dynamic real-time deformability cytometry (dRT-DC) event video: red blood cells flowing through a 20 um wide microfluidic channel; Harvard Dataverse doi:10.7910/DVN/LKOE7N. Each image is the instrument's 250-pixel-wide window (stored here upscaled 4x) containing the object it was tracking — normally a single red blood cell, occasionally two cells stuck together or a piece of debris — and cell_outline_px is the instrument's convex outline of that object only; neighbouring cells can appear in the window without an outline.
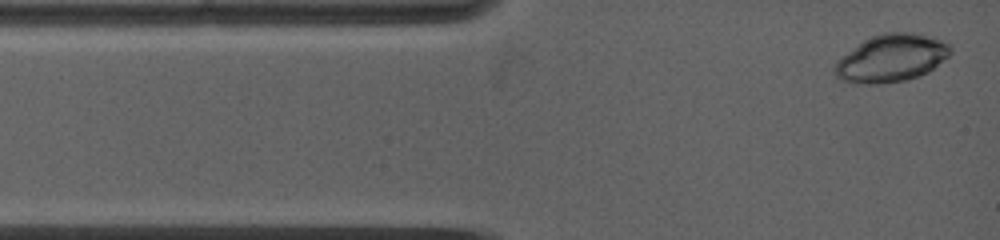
{"species": "common noctule bat (a hibernating species)", "species_latin": "Nyctalus noctula", "temperature_condition": "warm", "stored_images_in_passage": 34, "camera_frame_rate_fps": 5000, "um_per_image_px": 0.085, "animal": {"sex": "female", "body_mass_g": 19.0, "forearm_length_mm": 53.3}, "frame": {"image": 1, "passage_image": 1, "time_ms": 0.0, "image_size_px": [1000, 240], "cell_outline_px": [[952, 52], [948, 56], [928, 72], [920, 76], [904, 80], [876, 84], [852, 84], [836, 80], [832, 72], [832, 68], [848, 52], [864, 40], [872, 36], [884, 32], [920, 32], [948, 40], [952, 48]], "centroid_in_image_um": [75.79, 4.94], "position_along_channel_um": 9.2, "area_um2": 32.66}}
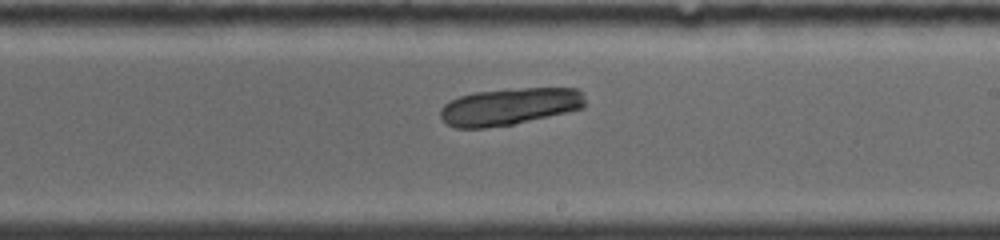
{"frame": {"image": 2, "passage_image": 22, "time_ms": 7.2, "image_size_px": [1000, 240], "cell_outline_px": [[584, 108], [512, 124], [484, 128], [456, 128], [448, 124], [440, 116], [440, 108], [444, 104], [460, 96], [476, 92], [524, 88], [580, 88], [584, 100]], "centroid_in_image_um": [43.3, 9.05], "position_along_channel_um": 245.7, "area_um2": 30.92}}
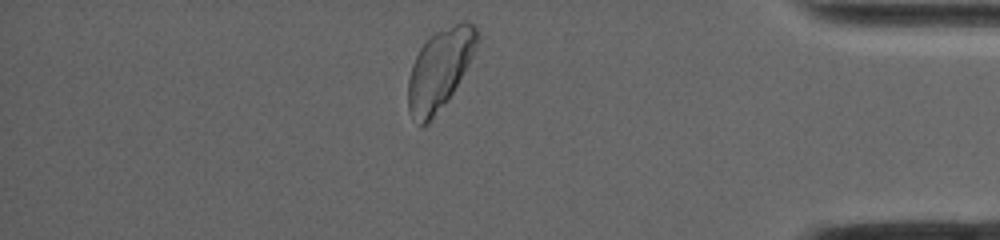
{"frame": {"image": 3, "passage_image": 34, "time_ms": 12.0, "image_size_px": [1000, 240], "cell_outline_px": [[480, 40], [468, 64], [452, 92], [428, 124], [424, 128], [420, 128], [412, 120], [408, 112], [408, 80], [412, 64], [420, 48], [436, 32], [460, 20], [464, 20], [472, 24], [480, 32]], "centroid_in_image_um": [37.36, 5.9], "position_along_channel_um": 397.8, "area_um2": 32.19}}